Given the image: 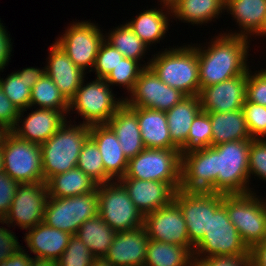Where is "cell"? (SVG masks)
<instances>
[{
  "instance_id": "c3c4849f",
  "label": "cell",
  "mask_w": 266,
  "mask_h": 266,
  "mask_svg": "<svg viewBox=\"0 0 266 266\" xmlns=\"http://www.w3.org/2000/svg\"><path fill=\"white\" fill-rule=\"evenodd\" d=\"M11 231L3 225L0 226V262L10 258L23 247L15 233Z\"/></svg>"
},
{
  "instance_id": "db71d44e",
  "label": "cell",
  "mask_w": 266,
  "mask_h": 266,
  "mask_svg": "<svg viewBox=\"0 0 266 266\" xmlns=\"http://www.w3.org/2000/svg\"><path fill=\"white\" fill-rule=\"evenodd\" d=\"M11 131L4 125L0 124V149L3 148L4 141L6 139V136L10 133Z\"/></svg>"
},
{
  "instance_id": "484cf974",
  "label": "cell",
  "mask_w": 266,
  "mask_h": 266,
  "mask_svg": "<svg viewBox=\"0 0 266 266\" xmlns=\"http://www.w3.org/2000/svg\"><path fill=\"white\" fill-rule=\"evenodd\" d=\"M115 133L127 159L145 149L136 112L124 103L106 123Z\"/></svg>"
},
{
  "instance_id": "f5cc1de1",
  "label": "cell",
  "mask_w": 266,
  "mask_h": 266,
  "mask_svg": "<svg viewBox=\"0 0 266 266\" xmlns=\"http://www.w3.org/2000/svg\"><path fill=\"white\" fill-rule=\"evenodd\" d=\"M30 266H57L56 261L32 257Z\"/></svg>"
},
{
  "instance_id": "9a60e30c",
  "label": "cell",
  "mask_w": 266,
  "mask_h": 266,
  "mask_svg": "<svg viewBox=\"0 0 266 266\" xmlns=\"http://www.w3.org/2000/svg\"><path fill=\"white\" fill-rule=\"evenodd\" d=\"M185 96L180 90L162 82L150 67H145L140 72L132 92L125 96V103L130 107H142L166 112Z\"/></svg>"
},
{
  "instance_id": "7dc6e473",
  "label": "cell",
  "mask_w": 266,
  "mask_h": 266,
  "mask_svg": "<svg viewBox=\"0 0 266 266\" xmlns=\"http://www.w3.org/2000/svg\"><path fill=\"white\" fill-rule=\"evenodd\" d=\"M19 111L4 94L0 85V124L6 126L11 131L17 124Z\"/></svg>"
},
{
  "instance_id": "ba28073f",
  "label": "cell",
  "mask_w": 266,
  "mask_h": 266,
  "mask_svg": "<svg viewBox=\"0 0 266 266\" xmlns=\"http://www.w3.org/2000/svg\"><path fill=\"white\" fill-rule=\"evenodd\" d=\"M98 215L117 232L144 226V216L118 180L98 185Z\"/></svg>"
},
{
  "instance_id": "ab89813d",
  "label": "cell",
  "mask_w": 266,
  "mask_h": 266,
  "mask_svg": "<svg viewBox=\"0 0 266 266\" xmlns=\"http://www.w3.org/2000/svg\"><path fill=\"white\" fill-rule=\"evenodd\" d=\"M96 257L77 235H71L68 246L56 260L57 266H91Z\"/></svg>"
},
{
  "instance_id": "ee69618b",
  "label": "cell",
  "mask_w": 266,
  "mask_h": 266,
  "mask_svg": "<svg viewBox=\"0 0 266 266\" xmlns=\"http://www.w3.org/2000/svg\"><path fill=\"white\" fill-rule=\"evenodd\" d=\"M251 69L248 68L246 99L249 102L266 107V68L258 69V71H252Z\"/></svg>"
},
{
  "instance_id": "e0dca14e",
  "label": "cell",
  "mask_w": 266,
  "mask_h": 266,
  "mask_svg": "<svg viewBox=\"0 0 266 266\" xmlns=\"http://www.w3.org/2000/svg\"><path fill=\"white\" fill-rule=\"evenodd\" d=\"M248 69L229 80L206 86L199 92L201 109L204 112H232L242 109L246 102Z\"/></svg>"
},
{
  "instance_id": "8d00e7d4",
  "label": "cell",
  "mask_w": 266,
  "mask_h": 266,
  "mask_svg": "<svg viewBox=\"0 0 266 266\" xmlns=\"http://www.w3.org/2000/svg\"><path fill=\"white\" fill-rule=\"evenodd\" d=\"M76 167L81 169L98 185L113 181L105 173L101 153L90 136L87 137L82 145Z\"/></svg>"
},
{
  "instance_id": "83f0119b",
  "label": "cell",
  "mask_w": 266,
  "mask_h": 266,
  "mask_svg": "<svg viewBox=\"0 0 266 266\" xmlns=\"http://www.w3.org/2000/svg\"><path fill=\"white\" fill-rule=\"evenodd\" d=\"M170 8L176 22L202 26L225 13V0H177Z\"/></svg>"
},
{
  "instance_id": "44dd1931",
  "label": "cell",
  "mask_w": 266,
  "mask_h": 266,
  "mask_svg": "<svg viewBox=\"0 0 266 266\" xmlns=\"http://www.w3.org/2000/svg\"><path fill=\"white\" fill-rule=\"evenodd\" d=\"M46 58L45 74L60 89L63 96L70 101L86 78V72L78 68L68 55L53 41Z\"/></svg>"
},
{
  "instance_id": "cb8c5ba5",
  "label": "cell",
  "mask_w": 266,
  "mask_h": 266,
  "mask_svg": "<svg viewBox=\"0 0 266 266\" xmlns=\"http://www.w3.org/2000/svg\"><path fill=\"white\" fill-rule=\"evenodd\" d=\"M24 236L28 251L35 255L32 257L56 261L68 246L71 234L41 222Z\"/></svg>"
},
{
  "instance_id": "f907efd6",
  "label": "cell",
  "mask_w": 266,
  "mask_h": 266,
  "mask_svg": "<svg viewBox=\"0 0 266 266\" xmlns=\"http://www.w3.org/2000/svg\"><path fill=\"white\" fill-rule=\"evenodd\" d=\"M251 266H266V239L249 248Z\"/></svg>"
},
{
  "instance_id": "9f6ffc18",
  "label": "cell",
  "mask_w": 266,
  "mask_h": 266,
  "mask_svg": "<svg viewBox=\"0 0 266 266\" xmlns=\"http://www.w3.org/2000/svg\"><path fill=\"white\" fill-rule=\"evenodd\" d=\"M177 0H159L158 3L160 2V4L158 5H165L168 7H171Z\"/></svg>"
},
{
  "instance_id": "74e56055",
  "label": "cell",
  "mask_w": 266,
  "mask_h": 266,
  "mask_svg": "<svg viewBox=\"0 0 266 266\" xmlns=\"http://www.w3.org/2000/svg\"><path fill=\"white\" fill-rule=\"evenodd\" d=\"M212 146V125L209 113L200 111L194 118L180 156Z\"/></svg>"
},
{
  "instance_id": "1f68e13d",
  "label": "cell",
  "mask_w": 266,
  "mask_h": 266,
  "mask_svg": "<svg viewBox=\"0 0 266 266\" xmlns=\"http://www.w3.org/2000/svg\"><path fill=\"white\" fill-rule=\"evenodd\" d=\"M98 184L81 169L74 168L67 172L54 175L46 181L49 197L66 198L90 193Z\"/></svg>"
},
{
  "instance_id": "bcb514c9",
  "label": "cell",
  "mask_w": 266,
  "mask_h": 266,
  "mask_svg": "<svg viewBox=\"0 0 266 266\" xmlns=\"http://www.w3.org/2000/svg\"><path fill=\"white\" fill-rule=\"evenodd\" d=\"M19 183L4 171L0 172V219L7 215Z\"/></svg>"
},
{
  "instance_id": "f546056e",
  "label": "cell",
  "mask_w": 266,
  "mask_h": 266,
  "mask_svg": "<svg viewBox=\"0 0 266 266\" xmlns=\"http://www.w3.org/2000/svg\"><path fill=\"white\" fill-rule=\"evenodd\" d=\"M201 110L199 96L194 95L185 96L179 103L165 112L170 138L179 149L186 143L191 124Z\"/></svg>"
},
{
  "instance_id": "681fc988",
  "label": "cell",
  "mask_w": 266,
  "mask_h": 266,
  "mask_svg": "<svg viewBox=\"0 0 266 266\" xmlns=\"http://www.w3.org/2000/svg\"><path fill=\"white\" fill-rule=\"evenodd\" d=\"M5 27L0 19V72H4L5 67L8 66L13 49L11 41L13 39L10 38L9 31L7 32Z\"/></svg>"
},
{
  "instance_id": "d6986e66",
  "label": "cell",
  "mask_w": 266,
  "mask_h": 266,
  "mask_svg": "<svg viewBox=\"0 0 266 266\" xmlns=\"http://www.w3.org/2000/svg\"><path fill=\"white\" fill-rule=\"evenodd\" d=\"M134 205L143 216L167 206L174 200L176 190L167 182L121 178Z\"/></svg>"
},
{
  "instance_id": "f35d334b",
  "label": "cell",
  "mask_w": 266,
  "mask_h": 266,
  "mask_svg": "<svg viewBox=\"0 0 266 266\" xmlns=\"http://www.w3.org/2000/svg\"><path fill=\"white\" fill-rule=\"evenodd\" d=\"M148 59H146L147 62H145V64H140L138 61L124 57L119 64L107 75L105 78L106 83L111 88L113 86H123V89L127 90L125 93L128 92L127 95H129L134 89L140 72L145 67H149L150 57Z\"/></svg>"
},
{
  "instance_id": "277c9868",
  "label": "cell",
  "mask_w": 266,
  "mask_h": 266,
  "mask_svg": "<svg viewBox=\"0 0 266 266\" xmlns=\"http://www.w3.org/2000/svg\"><path fill=\"white\" fill-rule=\"evenodd\" d=\"M75 123V120L65 121L54 135L40 145L44 182L54 175L76 168L90 126Z\"/></svg>"
},
{
  "instance_id": "6f0895ef",
  "label": "cell",
  "mask_w": 266,
  "mask_h": 266,
  "mask_svg": "<svg viewBox=\"0 0 266 266\" xmlns=\"http://www.w3.org/2000/svg\"><path fill=\"white\" fill-rule=\"evenodd\" d=\"M263 36L266 37V18H265V22H264V25L261 31L254 38L256 39V37H258L259 39V37H263Z\"/></svg>"
},
{
  "instance_id": "52a82bcc",
  "label": "cell",
  "mask_w": 266,
  "mask_h": 266,
  "mask_svg": "<svg viewBox=\"0 0 266 266\" xmlns=\"http://www.w3.org/2000/svg\"><path fill=\"white\" fill-rule=\"evenodd\" d=\"M122 178L167 182L178 190L181 185L180 149L145 148L128 159L127 170Z\"/></svg>"
},
{
  "instance_id": "5bb4252c",
  "label": "cell",
  "mask_w": 266,
  "mask_h": 266,
  "mask_svg": "<svg viewBox=\"0 0 266 266\" xmlns=\"http://www.w3.org/2000/svg\"><path fill=\"white\" fill-rule=\"evenodd\" d=\"M49 198L46 182L23 183L16 189L10 209L0 224L28 230L43 222Z\"/></svg>"
},
{
  "instance_id": "8fae6325",
  "label": "cell",
  "mask_w": 266,
  "mask_h": 266,
  "mask_svg": "<svg viewBox=\"0 0 266 266\" xmlns=\"http://www.w3.org/2000/svg\"><path fill=\"white\" fill-rule=\"evenodd\" d=\"M250 255L249 248L241 240L239 232L231 223L226 208L221 205L210 211V224L202 240L194 247L193 256Z\"/></svg>"
},
{
  "instance_id": "603a6c76",
  "label": "cell",
  "mask_w": 266,
  "mask_h": 266,
  "mask_svg": "<svg viewBox=\"0 0 266 266\" xmlns=\"http://www.w3.org/2000/svg\"><path fill=\"white\" fill-rule=\"evenodd\" d=\"M225 12L231 14L237 31L223 33L252 40L262 29L266 18V0H225ZM234 18V19H233Z\"/></svg>"
},
{
  "instance_id": "e575fe53",
  "label": "cell",
  "mask_w": 266,
  "mask_h": 266,
  "mask_svg": "<svg viewBox=\"0 0 266 266\" xmlns=\"http://www.w3.org/2000/svg\"><path fill=\"white\" fill-rule=\"evenodd\" d=\"M113 28L104 34L105 40L115 47L124 57L138 61L141 64L143 57L145 59L148 53L147 50L150 51L149 46L133 32L127 23Z\"/></svg>"
},
{
  "instance_id": "ac0fdd59",
  "label": "cell",
  "mask_w": 266,
  "mask_h": 266,
  "mask_svg": "<svg viewBox=\"0 0 266 266\" xmlns=\"http://www.w3.org/2000/svg\"><path fill=\"white\" fill-rule=\"evenodd\" d=\"M31 112L25 116L26 109L20 110L16 126L11 130L18 138L37 143L46 142L58 129L69 120L58 110L29 107ZM33 111H32V110ZM25 116V118H24ZM21 120V121H20Z\"/></svg>"
},
{
  "instance_id": "d4e9b609",
  "label": "cell",
  "mask_w": 266,
  "mask_h": 266,
  "mask_svg": "<svg viewBox=\"0 0 266 266\" xmlns=\"http://www.w3.org/2000/svg\"><path fill=\"white\" fill-rule=\"evenodd\" d=\"M137 114L145 148L179 149L170 138L166 113L156 109L131 107Z\"/></svg>"
},
{
  "instance_id": "4fadbf2b",
  "label": "cell",
  "mask_w": 266,
  "mask_h": 266,
  "mask_svg": "<svg viewBox=\"0 0 266 266\" xmlns=\"http://www.w3.org/2000/svg\"><path fill=\"white\" fill-rule=\"evenodd\" d=\"M174 201L181 209L190 244L194 248L209 229L210 211H216L223 204V194L178 189Z\"/></svg>"
},
{
  "instance_id": "4316f807",
  "label": "cell",
  "mask_w": 266,
  "mask_h": 266,
  "mask_svg": "<svg viewBox=\"0 0 266 266\" xmlns=\"http://www.w3.org/2000/svg\"><path fill=\"white\" fill-rule=\"evenodd\" d=\"M161 8H150L140 12L134 18L127 20L128 26L149 48L165 39L170 29L171 8L160 5ZM170 15V16H169Z\"/></svg>"
},
{
  "instance_id": "f6af8a7d",
  "label": "cell",
  "mask_w": 266,
  "mask_h": 266,
  "mask_svg": "<svg viewBox=\"0 0 266 266\" xmlns=\"http://www.w3.org/2000/svg\"><path fill=\"white\" fill-rule=\"evenodd\" d=\"M192 266H251L250 255L195 257Z\"/></svg>"
},
{
  "instance_id": "b9f144b4",
  "label": "cell",
  "mask_w": 266,
  "mask_h": 266,
  "mask_svg": "<svg viewBox=\"0 0 266 266\" xmlns=\"http://www.w3.org/2000/svg\"><path fill=\"white\" fill-rule=\"evenodd\" d=\"M123 58L124 56L104 39L97 52L92 72H95L96 78L105 79Z\"/></svg>"
},
{
  "instance_id": "836d02e7",
  "label": "cell",
  "mask_w": 266,
  "mask_h": 266,
  "mask_svg": "<svg viewBox=\"0 0 266 266\" xmlns=\"http://www.w3.org/2000/svg\"><path fill=\"white\" fill-rule=\"evenodd\" d=\"M192 259L187 247L150 239L144 266H192Z\"/></svg>"
},
{
  "instance_id": "30bf717a",
  "label": "cell",
  "mask_w": 266,
  "mask_h": 266,
  "mask_svg": "<svg viewBox=\"0 0 266 266\" xmlns=\"http://www.w3.org/2000/svg\"><path fill=\"white\" fill-rule=\"evenodd\" d=\"M4 172L19 184L44 182L42 150L10 132L2 148Z\"/></svg>"
},
{
  "instance_id": "4dcf8cb0",
  "label": "cell",
  "mask_w": 266,
  "mask_h": 266,
  "mask_svg": "<svg viewBox=\"0 0 266 266\" xmlns=\"http://www.w3.org/2000/svg\"><path fill=\"white\" fill-rule=\"evenodd\" d=\"M212 146L239 140H251L242 109L232 112H210Z\"/></svg>"
},
{
  "instance_id": "6da1fadb",
  "label": "cell",
  "mask_w": 266,
  "mask_h": 266,
  "mask_svg": "<svg viewBox=\"0 0 266 266\" xmlns=\"http://www.w3.org/2000/svg\"><path fill=\"white\" fill-rule=\"evenodd\" d=\"M250 142L229 141L182 155L180 189L222 194L257 192L249 185Z\"/></svg>"
},
{
  "instance_id": "f1b7e54d",
  "label": "cell",
  "mask_w": 266,
  "mask_h": 266,
  "mask_svg": "<svg viewBox=\"0 0 266 266\" xmlns=\"http://www.w3.org/2000/svg\"><path fill=\"white\" fill-rule=\"evenodd\" d=\"M44 74L45 67H27L8 74L5 79L0 76V85L4 94L19 110H28L31 89Z\"/></svg>"
},
{
  "instance_id": "8992f818",
  "label": "cell",
  "mask_w": 266,
  "mask_h": 266,
  "mask_svg": "<svg viewBox=\"0 0 266 266\" xmlns=\"http://www.w3.org/2000/svg\"><path fill=\"white\" fill-rule=\"evenodd\" d=\"M256 192L223 194V206L241 240L250 248L266 239V198Z\"/></svg>"
},
{
  "instance_id": "5b68a950",
  "label": "cell",
  "mask_w": 266,
  "mask_h": 266,
  "mask_svg": "<svg viewBox=\"0 0 266 266\" xmlns=\"http://www.w3.org/2000/svg\"><path fill=\"white\" fill-rule=\"evenodd\" d=\"M116 96L105 79L96 78L88 83L84 79L69 101L68 114L75 111L74 114L80 115L81 123L85 125L106 124L125 103L123 96Z\"/></svg>"
},
{
  "instance_id": "7bdbcfd3",
  "label": "cell",
  "mask_w": 266,
  "mask_h": 266,
  "mask_svg": "<svg viewBox=\"0 0 266 266\" xmlns=\"http://www.w3.org/2000/svg\"><path fill=\"white\" fill-rule=\"evenodd\" d=\"M248 167L249 181L254 175L257 179L266 182V139H251Z\"/></svg>"
},
{
  "instance_id": "d590c367",
  "label": "cell",
  "mask_w": 266,
  "mask_h": 266,
  "mask_svg": "<svg viewBox=\"0 0 266 266\" xmlns=\"http://www.w3.org/2000/svg\"><path fill=\"white\" fill-rule=\"evenodd\" d=\"M30 107L54 109L68 117L69 101L53 80L44 74L31 89Z\"/></svg>"
},
{
  "instance_id": "7a4b0ae2",
  "label": "cell",
  "mask_w": 266,
  "mask_h": 266,
  "mask_svg": "<svg viewBox=\"0 0 266 266\" xmlns=\"http://www.w3.org/2000/svg\"><path fill=\"white\" fill-rule=\"evenodd\" d=\"M217 35L206 42V46L196 43L200 90L243 74L251 67L250 39L222 32Z\"/></svg>"
},
{
  "instance_id": "9c48e42d",
  "label": "cell",
  "mask_w": 266,
  "mask_h": 266,
  "mask_svg": "<svg viewBox=\"0 0 266 266\" xmlns=\"http://www.w3.org/2000/svg\"><path fill=\"white\" fill-rule=\"evenodd\" d=\"M98 215V186L90 192L66 198L49 197L44 211L43 222L71 235L79 227Z\"/></svg>"
},
{
  "instance_id": "816d5d0a",
  "label": "cell",
  "mask_w": 266,
  "mask_h": 266,
  "mask_svg": "<svg viewBox=\"0 0 266 266\" xmlns=\"http://www.w3.org/2000/svg\"><path fill=\"white\" fill-rule=\"evenodd\" d=\"M24 248L25 247H22L10 258L1 261L0 266H30L32 255H30L28 251H26L27 249Z\"/></svg>"
},
{
  "instance_id": "2e32d148",
  "label": "cell",
  "mask_w": 266,
  "mask_h": 266,
  "mask_svg": "<svg viewBox=\"0 0 266 266\" xmlns=\"http://www.w3.org/2000/svg\"><path fill=\"white\" fill-rule=\"evenodd\" d=\"M144 227L149 239L187 247L192 253L186 222L178 204L173 200L144 216Z\"/></svg>"
},
{
  "instance_id": "680465c9",
  "label": "cell",
  "mask_w": 266,
  "mask_h": 266,
  "mask_svg": "<svg viewBox=\"0 0 266 266\" xmlns=\"http://www.w3.org/2000/svg\"><path fill=\"white\" fill-rule=\"evenodd\" d=\"M4 170V163H3V155H2V149H0V172Z\"/></svg>"
},
{
  "instance_id": "7402d4cb",
  "label": "cell",
  "mask_w": 266,
  "mask_h": 266,
  "mask_svg": "<svg viewBox=\"0 0 266 266\" xmlns=\"http://www.w3.org/2000/svg\"><path fill=\"white\" fill-rule=\"evenodd\" d=\"M89 136L95 141L101 153L105 173L113 181L124 177L128 159L112 129L107 124L91 125Z\"/></svg>"
},
{
  "instance_id": "d6a6232c",
  "label": "cell",
  "mask_w": 266,
  "mask_h": 266,
  "mask_svg": "<svg viewBox=\"0 0 266 266\" xmlns=\"http://www.w3.org/2000/svg\"><path fill=\"white\" fill-rule=\"evenodd\" d=\"M117 231L108 226L103 219L97 215L86 220L75 235L83 241L89 251L96 257L104 258L108 249L114 242Z\"/></svg>"
},
{
  "instance_id": "3957f363",
  "label": "cell",
  "mask_w": 266,
  "mask_h": 266,
  "mask_svg": "<svg viewBox=\"0 0 266 266\" xmlns=\"http://www.w3.org/2000/svg\"><path fill=\"white\" fill-rule=\"evenodd\" d=\"M164 50V51H163ZM152 54L149 67L162 82L186 96L199 95V64L196 44L169 46Z\"/></svg>"
},
{
  "instance_id": "11a10c76",
  "label": "cell",
  "mask_w": 266,
  "mask_h": 266,
  "mask_svg": "<svg viewBox=\"0 0 266 266\" xmlns=\"http://www.w3.org/2000/svg\"><path fill=\"white\" fill-rule=\"evenodd\" d=\"M91 266H113V265L105 258L98 257L93 260Z\"/></svg>"
},
{
  "instance_id": "7c38bea8",
  "label": "cell",
  "mask_w": 266,
  "mask_h": 266,
  "mask_svg": "<svg viewBox=\"0 0 266 266\" xmlns=\"http://www.w3.org/2000/svg\"><path fill=\"white\" fill-rule=\"evenodd\" d=\"M65 29L64 34L62 33L58 36L59 38L55 39V43L78 68L86 74L92 72L97 52L105 39L104 30L101 31L98 23L91 22V20L73 21Z\"/></svg>"
},
{
  "instance_id": "ffe728a7",
  "label": "cell",
  "mask_w": 266,
  "mask_h": 266,
  "mask_svg": "<svg viewBox=\"0 0 266 266\" xmlns=\"http://www.w3.org/2000/svg\"><path fill=\"white\" fill-rule=\"evenodd\" d=\"M149 240L144 226L117 232L104 258L113 266H144Z\"/></svg>"
},
{
  "instance_id": "60d3db41",
  "label": "cell",
  "mask_w": 266,
  "mask_h": 266,
  "mask_svg": "<svg viewBox=\"0 0 266 266\" xmlns=\"http://www.w3.org/2000/svg\"><path fill=\"white\" fill-rule=\"evenodd\" d=\"M242 111L252 139H266V107L249 102L243 104Z\"/></svg>"
}]
</instances>
